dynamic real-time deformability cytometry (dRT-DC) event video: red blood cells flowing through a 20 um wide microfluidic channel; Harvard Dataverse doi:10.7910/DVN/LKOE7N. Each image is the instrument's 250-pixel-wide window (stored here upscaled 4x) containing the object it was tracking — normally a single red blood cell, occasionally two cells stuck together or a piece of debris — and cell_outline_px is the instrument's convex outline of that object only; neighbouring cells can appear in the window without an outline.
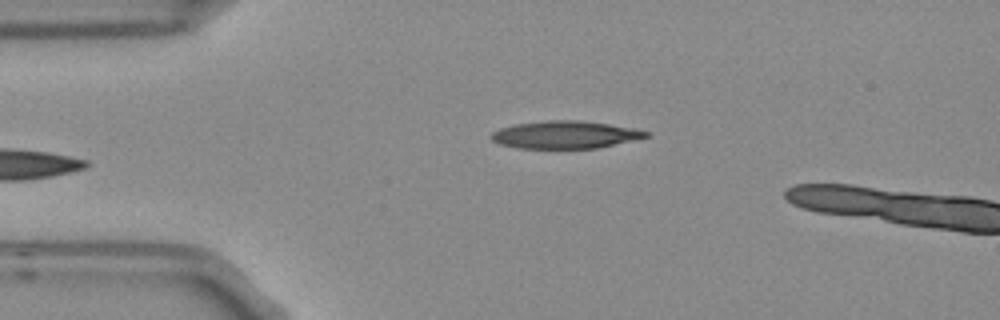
{"species": "Egyptian fruit bat (a non-hibernating species)", "species_latin": "Rousettus aegyptiacus", "temperature_condition": "room temperature", "stored_images_in_passage": 4, "camera_frame_rate_fps": 3000, "um_per_image_px": 0.085, "frame": {"image": 1, "passage_image": 4, "time_ms": 1.0, "image_size_px": [1000, 320], "cell_outline_px": [[648, 136], [632, 140], [596, 148], [520, 148], [500, 144], [492, 140], [492, 132], [500, 128], [516, 124], [548, 120], [576, 120], [608, 124], [632, 128], [648, 132]], "centroid_in_image_um": [47.99, 11.45], "position_along_channel_um": 37.0, "area_um2": 24.33}}